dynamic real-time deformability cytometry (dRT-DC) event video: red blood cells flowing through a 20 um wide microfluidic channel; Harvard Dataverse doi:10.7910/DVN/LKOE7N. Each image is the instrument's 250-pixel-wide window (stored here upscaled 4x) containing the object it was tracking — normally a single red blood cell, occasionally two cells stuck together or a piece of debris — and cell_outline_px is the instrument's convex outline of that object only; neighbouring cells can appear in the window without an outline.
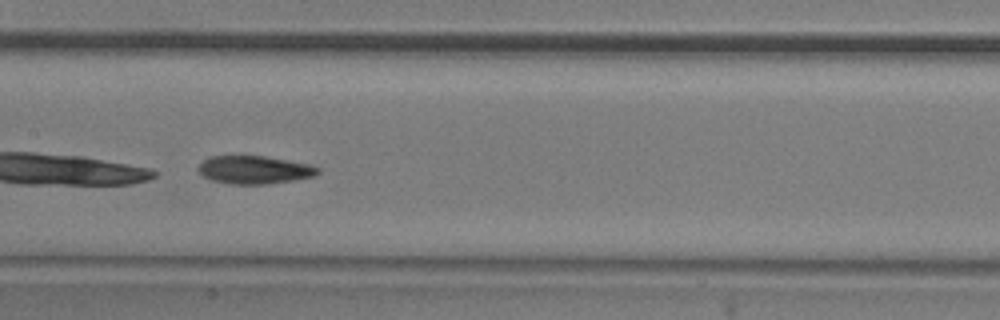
{"species": "common noctule bat (a hibernating species)", "species_latin": "Nyctalus noctula", "temperature_condition": "room temperature", "stored_images_in_passage": 29, "camera_frame_rate_fps": 3000, "um_per_image_px": 0.085, "animal": {"sex": "male", "body_mass_g": 20.5, "forearm_length_mm": 52.5}, "frame": {"image": 1, "passage_image": 12, "time_ms": 3.667, "image_size_px": [1000, 320], "cell_outline_px": [[320, 172], [312, 176], [292, 180], [264, 184], [228, 184], [212, 180], [204, 176], [196, 168], [204, 160], [212, 156], [264, 156], [312, 164], [320, 168]], "centroid_in_image_um": [21.63, 14.43], "position_along_channel_um": 185.8, "area_um2": 19.42}}
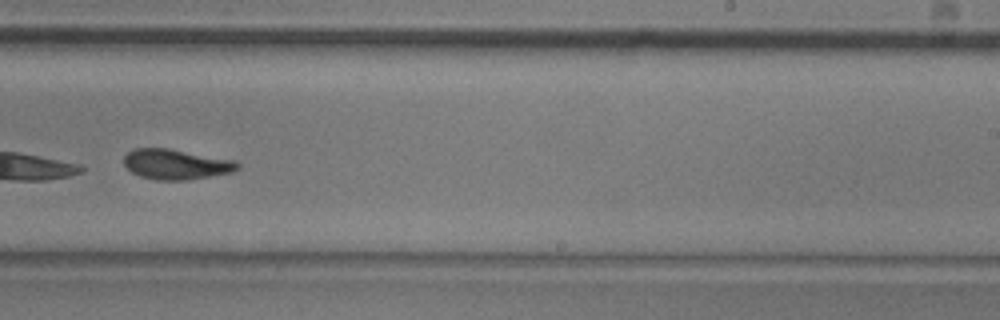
{"frame": {"image": 2, "passage_image": 19, "time_ms": 6.0, "image_size_px": [1000, 320], "cell_outline_px": [[240, 168], [232, 172], [184, 180], [156, 180], [140, 176], [132, 172], [124, 164], [124, 156], [132, 148], [168, 148], [236, 160], [240, 164]], "centroid_in_image_um": [14.97, 13.95], "position_along_channel_um": 274.0, "area_um2": 20.0}, "authors_computed_cell_mechanics": {"area_um2": 20.1144, "velocity_mm_per_s": 3.806, "shape_relaxation_time_tau1_ms": 3.4411, "shape_relaxation_time_tau2_ms": 2.6864, "deformation_change_tau1": 0.1297, "deformation_change_tau2": 0.0894}}